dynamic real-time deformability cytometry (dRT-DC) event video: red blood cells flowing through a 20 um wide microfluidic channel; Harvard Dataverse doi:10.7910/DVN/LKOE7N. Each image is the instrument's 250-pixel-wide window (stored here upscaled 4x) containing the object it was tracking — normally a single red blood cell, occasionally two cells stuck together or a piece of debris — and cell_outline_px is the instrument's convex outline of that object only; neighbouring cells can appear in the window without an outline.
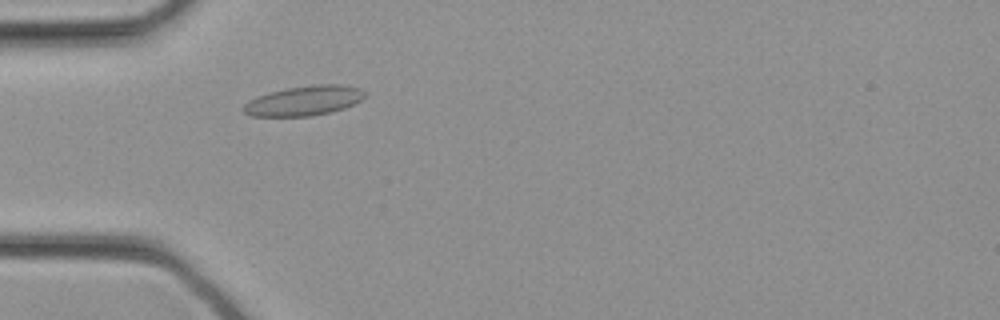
{"species": "common noctule bat (a hibernating species)", "species_latin": "Nyctalus noctula", "temperature_condition": "cold", "stored_images_in_passage": 27, "camera_frame_rate_fps": 3000, "um_per_image_px": 0.085, "animal": {"sex": "female", "body_mass_g": 21.9}, "frame": {"image": 1, "passage_image": 4, "time_ms": 1.0, "image_size_px": [1000, 320], "cell_outline_px": [[368, 96], [344, 108], [312, 116], [252, 116], [244, 112], [240, 108], [248, 100], [256, 96], [268, 92], [288, 88], [316, 84], [340, 84], [360, 88]], "centroid_in_image_um": [25.81, 8.55], "position_along_channel_um": 59.2, "area_um2": 21.1}}
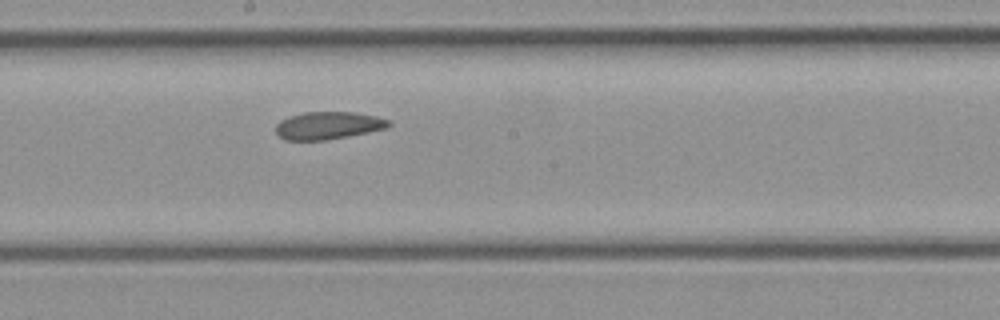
{"frame": {"image": 2, "passage_image": 12, "time_ms": 3.667, "image_size_px": [1000, 320], "cell_outline_px": [[392, 124], [384, 128], [368, 132], [348, 136], [324, 140], [284, 140], [276, 136], [276, 124], [280, 120], [288, 116], [304, 112], [352, 112], [376, 116], [388, 120]], "centroid_in_image_um": [27.82, 10.67], "position_along_channel_um": 220.4, "area_um2": 18.15}}
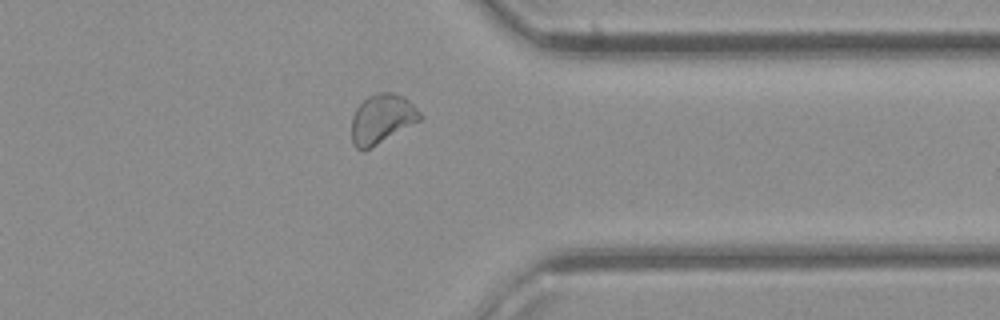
{"frame": {"image": 3, "passage_image": 20, "time_ms": 6.333, "image_size_px": [1000, 320], "cell_outline_px": [[424, 116], [420, 120], [364, 152], [356, 148], [352, 144], [352, 116], [356, 108], [368, 96], [376, 92], [392, 92], [404, 96]], "centroid_in_image_um": [32.44, 10.11], "position_along_channel_um": 379.0, "area_um2": 19.71}}